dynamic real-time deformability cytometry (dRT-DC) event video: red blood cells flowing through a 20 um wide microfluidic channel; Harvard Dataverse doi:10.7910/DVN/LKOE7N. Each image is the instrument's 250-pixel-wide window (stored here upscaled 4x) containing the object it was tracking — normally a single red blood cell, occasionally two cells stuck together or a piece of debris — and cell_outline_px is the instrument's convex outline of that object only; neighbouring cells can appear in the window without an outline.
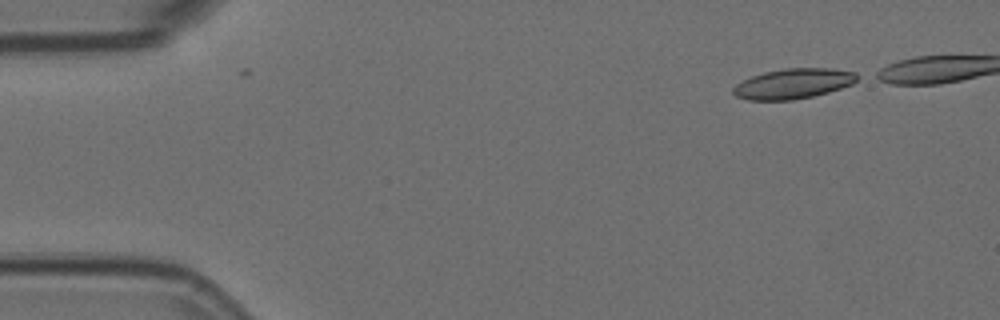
{"species": "Egyptian fruit bat (a non-hibernating species)", "species_latin": "Rousettus aegyptiacus", "temperature_condition": "room temperature", "stored_images_in_passage": 2, "camera_frame_rate_fps": 3000, "um_per_image_px": 0.085, "animal": {"sex": "female"}, "frame": {"image": 1, "passage_image": 2, "time_ms": 0.333, "image_size_px": [1000, 320], "cell_outline_px": [[864, 76], [852, 84], [828, 92], [812, 96], [792, 100], [748, 100], [736, 96], [732, 92], [732, 88], [736, 84], [752, 76], [764, 72], [784, 68], [832, 68], [856, 72]], "centroid_in_image_um": [67.47, 7.1], "position_along_channel_um": 17.5, "area_um2": 21.96}}